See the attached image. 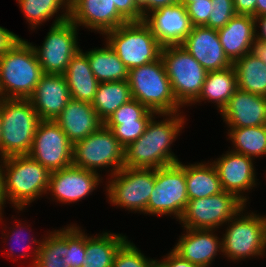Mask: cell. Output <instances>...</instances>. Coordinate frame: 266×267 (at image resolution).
<instances>
[{
	"label": "cell",
	"mask_w": 266,
	"mask_h": 267,
	"mask_svg": "<svg viewBox=\"0 0 266 267\" xmlns=\"http://www.w3.org/2000/svg\"><path fill=\"white\" fill-rule=\"evenodd\" d=\"M63 75L72 99L93 102L99 82L91 70L87 55L81 49L72 57Z\"/></svg>",
	"instance_id": "d4e9b609"
},
{
	"label": "cell",
	"mask_w": 266,
	"mask_h": 267,
	"mask_svg": "<svg viewBox=\"0 0 266 267\" xmlns=\"http://www.w3.org/2000/svg\"><path fill=\"white\" fill-rule=\"evenodd\" d=\"M6 200L19 211L47 194L50 171L28 155L1 159ZM5 168V169H4Z\"/></svg>",
	"instance_id": "3957f363"
},
{
	"label": "cell",
	"mask_w": 266,
	"mask_h": 267,
	"mask_svg": "<svg viewBox=\"0 0 266 267\" xmlns=\"http://www.w3.org/2000/svg\"><path fill=\"white\" fill-rule=\"evenodd\" d=\"M195 1H200V0H179V2L185 6H187L189 3H193Z\"/></svg>",
	"instance_id": "816d5d0a"
},
{
	"label": "cell",
	"mask_w": 266,
	"mask_h": 267,
	"mask_svg": "<svg viewBox=\"0 0 266 267\" xmlns=\"http://www.w3.org/2000/svg\"><path fill=\"white\" fill-rule=\"evenodd\" d=\"M110 178L106 184L109 202L128 211L146 214L155 186V168L123 167Z\"/></svg>",
	"instance_id": "8fae6325"
},
{
	"label": "cell",
	"mask_w": 266,
	"mask_h": 267,
	"mask_svg": "<svg viewBox=\"0 0 266 267\" xmlns=\"http://www.w3.org/2000/svg\"><path fill=\"white\" fill-rule=\"evenodd\" d=\"M132 98L128 80L99 83L92 106L105 122L121 105Z\"/></svg>",
	"instance_id": "4dcf8cb0"
},
{
	"label": "cell",
	"mask_w": 266,
	"mask_h": 267,
	"mask_svg": "<svg viewBox=\"0 0 266 267\" xmlns=\"http://www.w3.org/2000/svg\"><path fill=\"white\" fill-rule=\"evenodd\" d=\"M217 33L226 57L233 64L253 50L255 19L252 15L236 14Z\"/></svg>",
	"instance_id": "cb8c5ba5"
},
{
	"label": "cell",
	"mask_w": 266,
	"mask_h": 267,
	"mask_svg": "<svg viewBox=\"0 0 266 267\" xmlns=\"http://www.w3.org/2000/svg\"><path fill=\"white\" fill-rule=\"evenodd\" d=\"M246 205L232 193L190 199L179 222L188 229L215 230L241 211Z\"/></svg>",
	"instance_id": "4fadbf2b"
},
{
	"label": "cell",
	"mask_w": 266,
	"mask_h": 267,
	"mask_svg": "<svg viewBox=\"0 0 266 267\" xmlns=\"http://www.w3.org/2000/svg\"><path fill=\"white\" fill-rule=\"evenodd\" d=\"M69 19L76 26H85L105 35L127 23L111 0H70Z\"/></svg>",
	"instance_id": "e0dca14e"
},
{
	"label": "cell",
	"mask_w": 266,
	"mask_h": 267,
	"mask_svg": "<svg viewBox=\"0 0 266 267\" xmlns=\"http://www.w3.org/2000/svg\"><path fill=\"white\" fill-rule=\"evenodd\" d=\"M207 72L232 66L226 57L216 29L193 26L181 44Z\"/></svg>",
	"instance_id": "d6986e66"
},
{
	"label": "cell",
	"mask_w": 266,
	"mask_h": 267,
	"mask_svg": "<svg viewBox=\"0 0 266 267\" xmlns=\"http://www.w3.org/2000/svg\"><path fill=\"white\" fill-rule=\"evenodd\" d=\"M124 159L125 147L104 124L73 144V165L96 173L101 168L111 167L112 176L124 167Z\"/></svg>",
	"instance_id": "30bf717a"
},
{
	"label": "cell",
	"mask_w": 266,
	"mask_h": 267,
	"mask_svg": "<svg viewBox=\"0 0 266 267\" xmlns=\"http://www.w3.org/2000/svg\"><path fill=\"white\" fill-rule=\"evenodd\" d=\"M18 223H19V224H18ZM21 224H22V223H20L19 221L16 223V226H15V227H16L17 229L13 227V228H12V230L14 229V230L12 231L13 233L9 232V233H7L8 235H7L6 233H3L4 236H6V237H4V239H8V237H10L9 239H12V241H13V239H14V241H16V243H23L25 240H26V241H27V240H30V241L32 240V241H31L32 243H36V244H35V245H36V246H35L36 249H34V250H33L34 252H32V253H33L32 256H34V257H33V260H32V264L30 265V267H33V266H34V263H35V261H36L37 250H38V247H39L40 244H41V240H37V239H35V238H33V237H31L32 239H30L28 236H27V237H28V239H27V238L25 237L26 235L24 234V235H25V236H24V235H23V232H21L22 230L25 229L24 226H22ZM18 228H19V229H18ZM26 231H27V229H26ZM9 234H12V235L9 236ZM21 235H23V237H22ZM11 236H12V237H11ZM20 237H21V239H20ZM24 237H25V238H24ZM12 241H11V242H12ZM14 241H13V242H14ZM22 241H23V242H22ZM16 243L14 242L15 245H16ZM9 244H10V243H9ZM24 244H27V242H26V243L24 242ZM30 245H31V244H28V245H26V246L24 245L25 247H24V248L22 247L21 249H23V250L25 251V253H20L19 256L25 257V256H27L28 254H30V253H29V250H31V249L33 248V247H31ZM13 248H14V247L10 248V251H11L12 253H8V254H9L8 256H10V257H11V256L13 257L14 255H16V253L13 252V251H14ZM27 251H28V253H26Z\"/></svg>",
	"instance_id": "60d3db41"
},
{
	"label": "cell",
	"mask_w": 266,
	"mask_h": 267,
	"mask_svg": "<svg viewBox=\"0 0 266 267\" xmlns=\"http://www.w3.org/2000/svg\"><path fill=\"white\" fill-rule=\"evenodd\" d=\"M67 261V227L45 236L37 250L33 267H71Z\"/></svg>",
	"instance_id": "1f68e13d"
},
{
	"label": "cell",
	"mask_w": 266,
	"mask_h": 267,
	"mask_svg": "<svg viewBox=\"0 0 266 267\" xmlns=\"http://www.w3.org/2000/svg\"><path fill=\"white\" fill-rule=\"evenodd\" d=\"M257 0H233L236 14L252 15L256 17Z\"/></svg>",
	"instance_id": "f6af8a7d"
},
{
	"label": "cell",
	"mask_w": 266,
	"mask_h": 267,
	"mask_svg": "<svg viewBox=\"0 0 266 267\" xmlns=\"http://www.w3.org/2000/svg\"><path fill=\"white\" fill-rule=\"evenodd\" d=\"M220 114L228 128L265 125L266 97L237 89Z\"/></svg>",
	"instance_id": "44dd1931"
},
{
	"label": "cell",
	"mask_w": 266,
	"mask_h": 267,
	"mask_svg": "<svg viewBox=\"0 0 266 267\" xmlns=\"http://www.w3.org/2000/svg\"><path fill=\"white\" fill-rule=\"evenodd\" d=\"M121 234L104 232L97 236L85 234V263L81 267H112L116 252L127 241Z\"/></svg>",
	"instance_id": "4316f807"
},
{
	"label": "cell",
	"mask_w": 266,
	"mask_h": 267,
	"mask_svg": "<svg viewBox=\"0 0 266 267\" xmlns=\"http://www.w3.org/2000/svg\"><path fill=\"white\" fill-rule=\"evenodd\" d=\"M266 16V0L256 1V17Z\"/></svg>",
	"instance_id": "f907efd6"
},
{
	"label": "cell",
	"mask_w": 266,
	"mask_h": 267,
	"mask_svg": "<svg viewBox=\"0 0 266 267\" xmlns=\"http://www.w3.org/2000/svg\"><path fill=\"white\" fill-rule=\"evenodd\" d=\"M252 51L266 64V43L255 41Z\"/></svg>",
	"instance_id": "681fc988"
},
{
	"label": "cell",
	"mask_w": 266,
	"mask_h": 267,
	"mask_svg": "<svg viewBox=\"0 0 266 267\" xmlns=\"http://www.w3.org/2000/svg\"><path fill=\"white\" fill-rule=\"evenodd\" d=\"M99 173L73 164L50 173L47 193L59 203H74L91 194L103 180ZM101 179V180H100Z\"/></svg>",
	"instance_id": "9a60e30c"
},
{
	"label": "cell",
	"mask_w": 266,
	"mask_h": 267,
	"mask_svg": "<svg viewBox=\"0 0 266 267\" xmlns=\"http://www.w3.org/2000/svg\"><path fill=\"white\" fill-rule=\"evenodd\" d=\"M228 136L234 146L231 151L253 159L266 156V128L264 125L230 128Z\"/></svg>",
	"instance_id": "d6a6232c"
},
{
	"label": "cell",
	"mask_w": 266,
	"mask_h": 267,
	"mask_svg": "<svg viewBox=\"0 0 266 267\" xmlns=\"http://www.w3.org/2000/svg\"><path fill=\"white\" fill-rule=\"evenodd\" d=\"M0 220H2V209H4V205L6 204V197L4 193V183H3V168H2V162L0 160Z\"/></svg>",
	"instance_id": "c3c4849f"
},
{
	"label": "cell",
	"mask_w": 266,
	"mask_h": 267,
	"mask_svg": "<svg viewBox=\"0 0 266 267\" xmlns=\"http://www.w3.org/2000/svg\"><path fill=\"white\" fill-rule=\"evenodd\" d=\"M161 58L176 101L192 106L202 91L207 71L181 45L163 47Z\"/></svg>",
	"instance_id": "52a82bcc"
},
{
	"label": "cell",
	"mask_w": 266,
	"mask_h": 267,
	"mask_svg": "<svg viewBox=\"0 0 266 267\" xmlns=\"http://www.w3.org/2000/svg\"><path fill=\"white\" fill-rule=\"evenodd\" d=\"M112 4H115L118 13L127 22L143 21V15L138 8L135 0H111Z\"/></svg>",
	"instance_id": "b9f144b4"
},
{
	"label": "cell",
	"mask_w": 266,
	"mask_h": 267,
	"mask_svg": "<svg viewBox=\"0 0 266 267\" xmlns=\"http://www.w3.org/2000/svg\"><path fill=\"white\" fill-rule=\"evenodd\" d=\"M245 208L228 221L222 237V253L234 262L261 257L266 250V216L254 212L242 215Z\"/></svg>",
	"instance_id": "ba28073f"
},
{
	"label": "cell",
	"mask_w": 266,
	"mask_h": 267,
	"mask_svg": "<svg viewBox=\"0 0 266 267\" xmlns=\"http://www.w3.org/2000/svg\"><path fill=\"white\" fill-rule=\"evenodd\" d=\"M54 121L60 126L72 144L85 139L104 124L92 103L72 98Z\"/></svg>",
	"instance_id": "603a6c76"
},
{
	"label": "cell",
	"mask_w": 266,
	"mask_h": 267,
	"mask_svg": "<svg viewBox=\"0 0 266 267\" xmlns=\"http://www.w3.org/2000/svg\"><path fill=\"white\" fill-rule=\"evenodd\" d=\"M132 98L157 114L177 113L183 108L175 99L162 58L129 70Z\"/></svg>",
	"instance_id": "5b68a950"
},
{
	"label": "cell",
	"mask_w": 266,
	"mask_h": 267,
	"mask_svg": "<svg viewBox=\"0 0 266 267\" xmlns=\"http://www.w3.org/2000/svg\"><path fill=\"white\" fill-rule=\"evenodd\" d=\"M143 21L163 47L181 45L193 27L180 2L150 12Z\"/></svg>",
	"instance_id": "ac0fdd59"
},
{
	"label": "cell",
	"mask_w": 266,
	"mask_h": 267,
	"mask_svg": "<svg viewBox=\"0 0 266 267\" xmlns=\"http://www.w3.org/2000/svg\"><path fill=\"white\" fill-rule=\"evenodd\" d=\"M20 37L0 26V56Z\"/></svg>",
	"instance_id": "bcb514c9"
},
{
	"label": "cell",
	"mask_w": 266,
	"mask_h": 267,
	"mask_svg": "<svg viewBox=\"0 0 266 267\" xmlns=\"http://www.w3.org/2000/svg\"><path fill=\"white\" fill-rule=\"evenodd\" d=\"M188 201L185 164L179 161L155 169V186L147 204L146 214L173 215L179 220Z\"/></svg>",
	"instance_id": "7c38bea8"
},
{
	"label": "cell",
	"mask_w": 266,
	"mask_h": 267,
	"mask_svg": "<svg viewBox=\"0 0 266 267\" xmlns=\"http://www.w3.org/2000/svg\"><path fill=\"white\" fill-rule=\"evenodd\" d=\"M213 11L210 13L205 27L220 29L236 15L233 0H211Z\"/></svg>",
	"instance_id": "f35d334b"
},
{
	"label": "cell",
	"mask_w": 266,
	"mask_h": 267,
	"mask_svg": "<svg viewBox=\"0 0 266 267\" xmlns=\"http://www.w3.org/2000/svg\"><path fill=\"white\" fill-rule=\"evenodd\" d=\"M255 19V40L266 43V16L254 17ZM260 28V32L257 29ZM258 32V33H257Z\"/></svg>",
	"instance_id": "7dc6e473"
},
{
	"label": "cell",
	"mask_w": 266,
	"mask_h": 267,
	"mask_svg": "<svg viewBox=\"0 0 266 267\" xmlns=\"http://www.w3.org/2000/svg\"><path fill=\"white\" fill-rule=\"evenodd\" d=\"M0 159L28 155L41 121L29 99L0 98Z\"/></svg>",
	"instance_id": "277c9868"
},
{
	"label": "cell",
	"mask_w": 266,
	"mask_h": 267,
	"mask_svg": "<svg viewBox=\"0 0 266 267\" xmlns=\"http://www.w3.org/2000/svg\"><path fill=\"white\" fill-rule=\"evenodd\" d=\"M185 179L189 200L213 196L223 191L217 171L211 162L185 165Z\"/></svg>",
	"instance_id": "83f0119b"
},
{
	"label": "cell",
	"mask_w": 266,
	"mask_h": 267,
	"mask_svg": "<svg viewBox=\"0 0 266 267\" xmlns=\"http://www.w3.org/2000/svg\"><path fill=\"white\" fill-rule=\"evenodd\" d=\"M150 121H129L122 124H104L115 138L126 148L136 141L146 130Z\"/></svg>",
	"instance_id": "74e56055"
},
{
	"label": "cell",
	"mask_w": 266,
	"mask_h": 267,
	"mask_svg": "<svg viewBox=\"0 0 266 267\" xmlns=\"http://www.w3.org/2000/svg\"><path fill=\"white\" fill-rule=\"evenodd\" d=\"M237 75V88L266 97V64L253 51L233 64Z\"/></svg>",
	"instance_id": "f546056e"
},
{
	"label": "cell",
	"mask_w": 266,
	"mask_h": 267,
	"mask_svg": "<svg viewBox=\"0 0 266 267\" xmlns=\"http://www.w3.org/2000/svg\"><path fill=\"white\" fill-rule=\"evenodd\" d=\"M103 48L86 51L91 70L99 83L128 80L129 70L106 42Z\"/></svg>",
	"instance_id": "f1b7e54d"
},
{
	"label": "cell",
	"mask_w": 266,
	"mask_h": 267,
	"mask_svg": "<svg viewBox=\"0 0 266 267\" xmlns=\"http://www.w3.org/2000/svg\"><path fill=\"white\" fill-rule=\"evenodd\" d=\"M28 156L53 172L73 164V144L55 121L41 120Z\"/></svg>",
	"instance_id": "5bb4252c"
},
{
	"label": "cell",
	"mask_w": 266,
	"mask_h": 267,
	"mask_svg": "<svg viewBox=\"0 0 266 267\" xmlns=\"http://www.w3.org/2000/svg\"><path fill=\"white\" fill-rule=\"evenodd\" d=\"M172 249L181 258L200 267H210L219 252H223L222 238L214 234L215 230L188 229Z\"/></svg>",
	"instance_id": "7402d4cb"
},
{
	"label": "cell",
	"mask_w": 266,
	"mask_h": 267,
	"mask_svg": "<svg viewBox=\"0 0 266 267\" xmlns=\"http://www.w3.org/2000/svg\"><path fill=\"white\" fill-rule=\"evenodd\" d=\"M156 112L149 110L145 105L136 99H131L127 103L121 105L104 124H122L129 121H150Z\"/></svg>",
	"instance_id": "e575fe53"
},
{
	"label": "cell",
	"mask_w": 266,
	"mask_h": 267,
	"mask_svg": "<svg viewBox=\"0 0 266 267\" xmlns=\"http://www.w3.org/2000/svg\"><path fill=\"white\" fill-rule=\"evenodd\" d=\"M192 26H204L213 11L211 0H200L186 6Z\"/></svg>",
	"instance_id": "ab89813d"
},
{
	"label": "cell",
	"mask_w": 266,
	"mask_h": 267,
	"mask_svg": "<svg viewBox=\"0 0 266 267\" xmlns=\"http://www.w3.org/2000/svg\"><path fill=\"white\" fill-rule=\"evenodd\" d=\"M43 75L32 43L17 39L0 56V98L29 99Z\"/></svg>",
	"instance_id": "7a4b0ae2"
},
{
	"label": "cell",
	"mask_w": 266,
	"mask_h": 267,
	"mask_svg": "<svg viewBox=\"0 0 266 267\" xmlns=\"http://www.w3.org/2000/svg\"><path fill=\"white\" fill-rule=\"evenodd\" d=\"M56 16L42 46H32L44 74L63 75L72 57L81 49L77 42L79 28L69 19V12Z\"/></svg>",
	"instance_id": "9c48e42d"
},
{
	"label": "cell",
	"mask_w": 266,
	"mask_h": 267,
	"mask_svg": "<svg viewBox=\"0 0 266 267\" xmlns=\"http://www.w3.org/2000/svg\"><path fill=\"white\" fill-rule=\"evenodd\" d=\"M156 263L160 267H200L198 265L189 262L186 259L181 258L173 250H171L170 253H168L167 256L163 258V260L161 261L157 260Z\"/></svg>",
	"instance_id": "ee69618b"
},
{
	"label": "cell",
	"mask_w": 266,
	"mask_h": 267,
	"mask_svg": "<svg viewBox=\"0 0 266 267\" xmlns=\"http://www.w3.org/2000/svg\"><path fill=\"white\" fill-rule=\"evenodd\" d=\"M135 2L141 10L143 18H145L150 12L165 6L178 4L179 0H135Z\"/></svg>",
	"instance_id": "7bdbcfd3"
},
{
	"label": "cell",
	"mask_w": 266,
	"mask_h": 267,
	"mask_svg": "<svg viewBox=\"0 0 266 267\" xmlns=\"http://www.w3.org/2000/svg\"><path fill=\"white\" fill-rule=\"evenodd\" d=\"M1 137H2V119L0 116V140H1Z\"/></svg>",
	"instance_id": "f5cc1de1"
},
{
	"label": "cell",
	"mask_w": 266,
	"mask_h": 267,
	"mask_svg": "<svg viewBox=\"0 0 266 267\" xmlns=\"http://www.w3.org/2000/svg\"><path fill=\"white\" fill-rule=\"evenodd\" d=\"M237 89V75L233 65L223 70L211 71L207 73L202 91L192 104L208 100L216 103L221 113Z\"/></svg>",
	"instance_id": "484cf974"
},
{
	"label": "cell",
	"mask_w": 266,
	"mask_h": 267,
	"mask_svg": "<svg viewBox=\"0 0 266 267\" xmlns=\"http://www.w3.org/2000/svg\"><path fill=\"white\" fill-rule=\"evenodd\" d=\"M19 8L24 13L31 30L36 29L40 24L53 18L63 9L62 12H69L70 0H16ZM33 28V29H32Z\"/></svg>",
	"instance_id": "836d02e7"
},
{
	"label": "cell",
	"mask_w": 266,
	"mask_h": 267,
	"mask_svg": "<svg viewBox=\"0 0 266 267\" xmlns=\"http://www.w3.org/2000/svg\"><path fill=\"white\" fill-rule=\"evenodd\" d=\"M221 156L213 160L212 164L217 171L223 191L232 193L246 205L248 197L243 193L250 191L257 184L254 159L233 151H227Z\"/></svg>",
	"instance_id": "2e32d148"
},
{
	"label": "cell",
	"mask_w": 266,
	"mask_h": 267,
	"mask_svg": "<svg viewBox=\"0 0 266 267\" xmlns=\"http://www.w3.org/2000/svg\"><path fill=\"white\" fill-rule=\"evenodd\" d=\"M104 36L128 70L161 58L163 46L144 21L127 22Z\"/></svg>",
	"instance_id": "8992f818"
},
{
	"label": "cell",
	"mask_w": 266,
	"mask_h": 267,
	"mask_svg": "<svg viewBox=\"0 0 266 267\" xmlns=\"http://www.w3.org/2000/svg\"><path fill=\"white\" fill-rule=\"evenodd\" d=\"M156 259H148L133 242L126 241L116 252L112 267H154Z\"/></svg>",
	"instance_id": "d590c367"
},
{
	"label": "cell",
	"mask_w": 266,
	"mask_h": 267,
	"mask_svg": "<svg viewBox=\"0 0 266 267\" xmlns=\"http://www.w3.org/2000/svg\"><path fill=\"white\" fill-rule=\"evenodd\" d=\"M71 99L64 75L44 74L29 97L40 120L54 121Z\"/></svg>",
	"instance_id": "ffe728a7"
},
{
	"label": "cell",
	"mask_w": 266,
	"mask_h": 267,
	"mask_svg": "<svg viewBox=\"0 0 266 267\" xmlns=\"http://www.w3.org/2000/svg\"><path fill=\"white\" fill-rule=\"evenodd\" d=\"M85 232L78 225L67 226V261L71 267H81L85 263Z\"/></svg>",
	"instance_id": "8d00e7d4"
},
{
	"label": "cell",
	"mask_w": 266,
	"mask_h": 267,
	"mask_svg": "<svg viewBox=\"0 0 266 267\" xmlns=\"http://www.w3.org/2000/svg\"><path fill=\"white\" fill-rule=\"evenodd\" d=\"M159 115L163 120L154 116L145 132L125 148L124 167L157 169L179 162L170 145L180 135L186 118L181 112Z\"/></svg>",
	"instance_id": "6da1fadb"
}]
</instances>
